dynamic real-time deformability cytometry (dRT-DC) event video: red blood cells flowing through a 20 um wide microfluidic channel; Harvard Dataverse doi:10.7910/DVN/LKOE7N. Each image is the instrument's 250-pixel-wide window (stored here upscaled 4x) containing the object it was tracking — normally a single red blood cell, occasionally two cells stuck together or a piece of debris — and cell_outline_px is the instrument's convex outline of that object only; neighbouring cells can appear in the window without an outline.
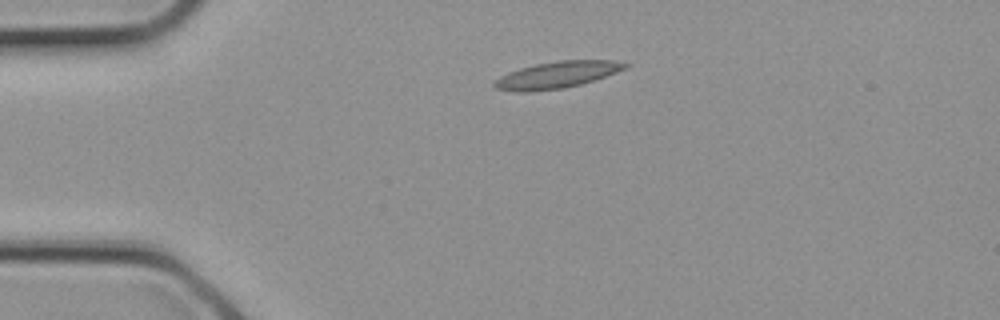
{"species": "common noctule bat (a hibernating species)", "species_latin": "Nyctalus noctula", "temperature_condition": "cold", "stored_images_in_passage": 3, "camera_frame_rate_fps": 3000, "um_per_image_px": 0.085, "animal": {"sex": "female", "body_mass_g": 21.9}, "frame": {"image": 1, "passage_image": 2, "time_ms": 0.333, "image_size_px": [1000, 320], "cell_outline_px": [[632, 64], [628, 68], [580, 84], [564, 88], [528, 92], [524, 92], [496, 88], [492, 84], [500, 76], [508, 72], [520, 68], [536, 64], [556, 60], [616, 60]], "centroid_in_image_um": [47.38, 6.34], "position_along_channel_um": 37.6, "area_um2": 20.23}}
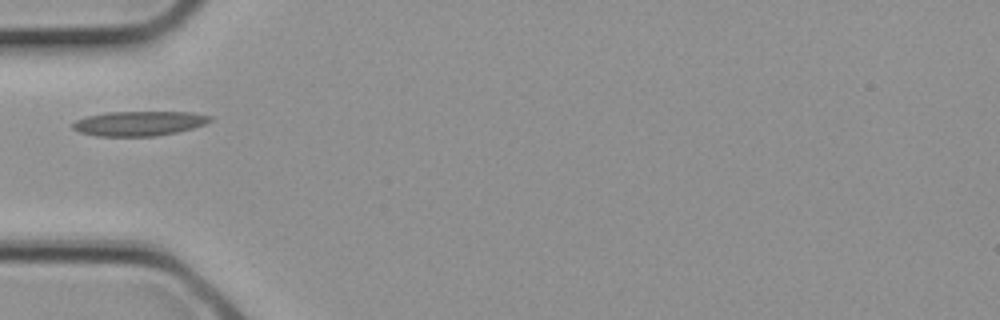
{"frame": {"image": 2, "passage_image": 3, "time_ms": 0.667, "image_size_px": [1000, 320], "cell_outline_px": [[212, 120], [204, 124], [192, 128], [176, 132], [156, 136], [96, 136], [80, 132], [72, 128], [72, 124], [76, 120], [88, 116], [108, 112], [192, 112], [212, 116]], "centroid_in_image_um": [11.82, 10.49], "position_along_channel_um": 73.2, "area_um2": 19.65}}